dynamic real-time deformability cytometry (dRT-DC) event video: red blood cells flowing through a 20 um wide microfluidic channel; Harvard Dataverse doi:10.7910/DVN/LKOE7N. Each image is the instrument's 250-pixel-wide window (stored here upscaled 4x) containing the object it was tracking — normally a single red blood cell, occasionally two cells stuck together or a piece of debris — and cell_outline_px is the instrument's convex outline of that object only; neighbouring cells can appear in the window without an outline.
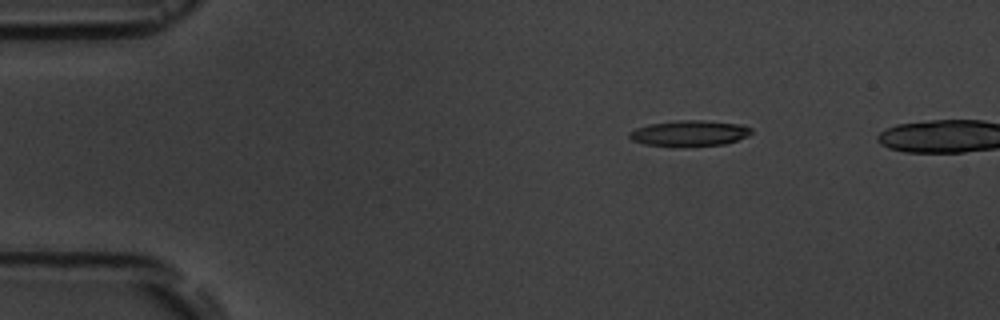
{"species": "common noctule bat (a hibernating species)", "species_latin": "Nyctalus noctula", "temperature_condition": "room temperature", "stored_images_in_passage": 4, "camera_frame_rate_fps": 3000, "um_per_image_px": 0.085, "animal": {"sex": "male", "body_mass_g": 19.5, "forearm_length_mm": 54.6}, "frame": {"image": 1, "passage_image": 1, "time_ms": 0.0, "image_size_px": [1000, 320], "cell_outline_px": [[752, 132], [748, 136], [724, 144], [688, 148], [644, 144], [632, 140], [628, 136], [628, 132], [636, 128], [648, 124], [680, 120], [700, 120], [744, 124], [752, 128]], "centroid_in_image_um": [58.61, 11.34], "position_along_channel_um": 26.4, "area_um2": 18.79}}